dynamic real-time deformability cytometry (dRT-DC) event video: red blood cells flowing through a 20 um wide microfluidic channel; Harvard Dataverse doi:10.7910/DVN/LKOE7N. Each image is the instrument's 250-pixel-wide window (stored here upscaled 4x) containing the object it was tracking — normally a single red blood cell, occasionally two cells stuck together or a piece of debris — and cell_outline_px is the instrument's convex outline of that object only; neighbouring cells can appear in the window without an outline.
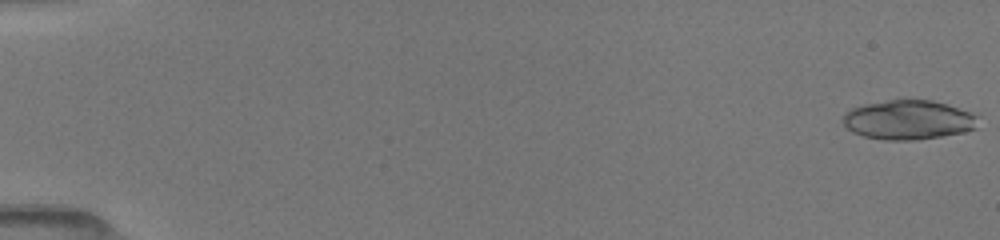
{"species": "common noctule bat (a hibernating species)", "species_latin": "Nyctalus noctula", "temperature_condition": "room temperature", "stored_images_in_passage": 8, "camera_frame_rate_fps": 3000, "um_per_image_px": 0.085, "animal": {"sex": "female", "body_mass_g": 19.5, "forearm_length_mm": 54.1}, "frame": {"image": 1, "passage_image": 1, "time_ms": 0.0, "image_size_px": [1000, 240], "cell_outline_px": [[980, 128], [964, 132], [916, 140], [884, 140], [864, 136], [852, 132], [844, 124], [844, 112], [852, 108], [864, 104], [888, 100], [932, 100], [948, 104], [980, 116]], "centroid_in_image_um": [77.28, 10.19], "position_along_channel_um": 7.7, "area_um2": 31.27}}